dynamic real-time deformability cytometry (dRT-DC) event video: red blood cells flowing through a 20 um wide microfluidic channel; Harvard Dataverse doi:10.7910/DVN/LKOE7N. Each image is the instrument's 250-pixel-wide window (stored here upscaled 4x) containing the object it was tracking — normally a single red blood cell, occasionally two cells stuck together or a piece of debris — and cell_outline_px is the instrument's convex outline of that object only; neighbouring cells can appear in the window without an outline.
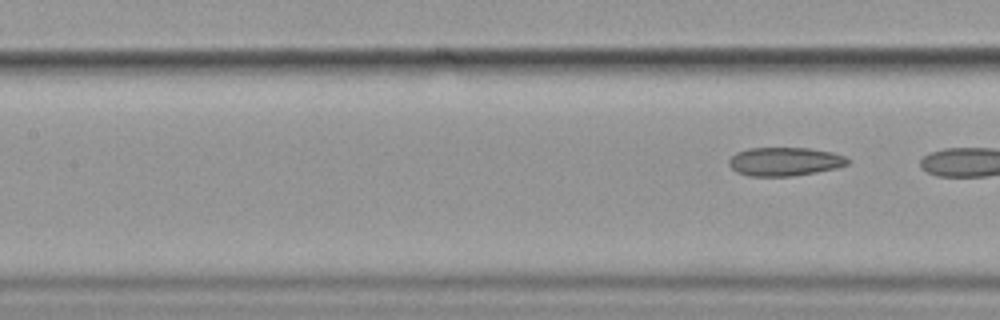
{"species": "common noctule bat (a hibernating species)", "species_latin": "Nyctalus noctula", "temperature_condition": "cold", "stored_images_in_passage": 9, "segment_of_instrument_passage": [2, 2], "camera_frame_rate_fps": 3000, "um_per_image_px": 0.085, "animal": {"sex": "female", "body_mass_g": 19.9}, "frame": {"image": 1, "passage_image": 9, "time_ms": 10.0, "image_size_px": [1000, 320], "cell_outline_px": [[848, 164], [836, 168], [816, 172], [792, 176], [748, 176], [736, 172], [728, 164], [728, 160], [736, 152], [748, 148], [808, 148], [832, 152], [844, 156], [848, 160]], "centroid_in_image_um": [66.66, 13.73], "position_along_channel_um": 140.7, "area_um2": 19.77}}